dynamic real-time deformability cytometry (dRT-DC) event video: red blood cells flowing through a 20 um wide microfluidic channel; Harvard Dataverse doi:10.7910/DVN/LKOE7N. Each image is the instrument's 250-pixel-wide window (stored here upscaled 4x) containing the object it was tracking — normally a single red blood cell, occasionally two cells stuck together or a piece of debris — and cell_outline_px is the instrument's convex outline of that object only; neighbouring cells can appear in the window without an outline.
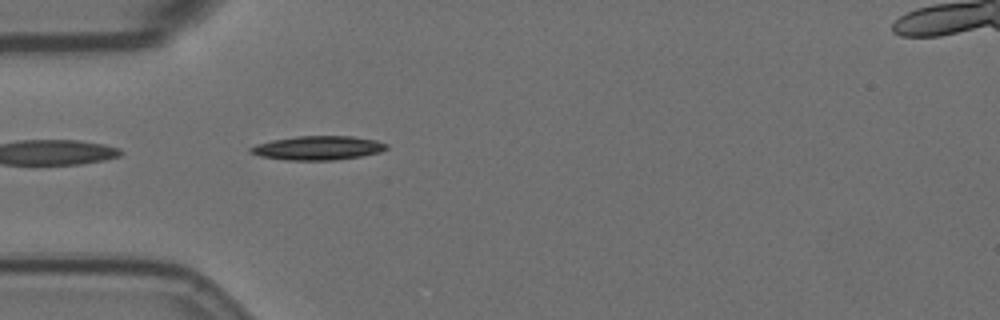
{"species": "Egyptian fruit bat (a non-hibernating species)", "species_latin": "Rousettus aegyptiacus", "temperature_condition": "room temperature", "stored_images_in_passage": 42, "camera_frame_rate_fps": 3000, "um_per_image_px": 0.085, "animal": {"sex": "female"}, "frame": {"image": 1, "passage_image": 2, "time_ms": 0.333, "image_size_px": [1000, 320], "cell_outline_px": [[388, 148], [380, 152], [360, 156], [332, 160], [284, 160], [260, 156], [248, 152], [248, 148], [256, 144], [272, 140], [296, 136], [352, 136], [376, 140], [388, 144]], "centroid_in_image_um": [26.99, 12.57], "position_along_channel_um": 58.0, "area_um2": 19.07}}
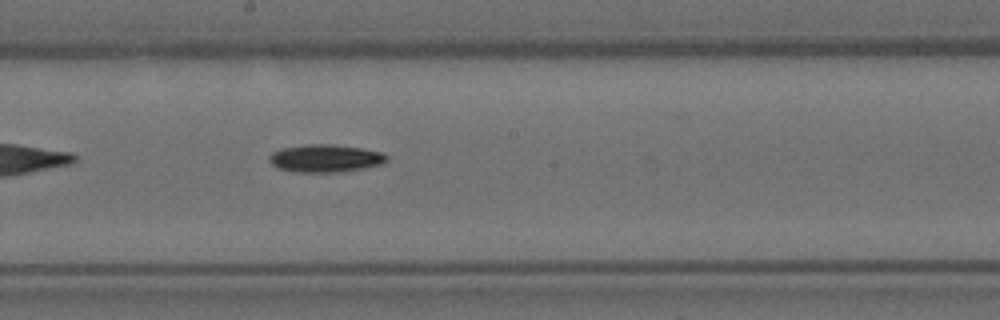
{"frame": {"image": 2, "passage_image": 16, "time_ms": 5.0, "image_size_px": [1000, 320], "cell_outline_px": [[388, 160], [380, 164], [364, 168], [336, 172], [296, 172], [280, 168], [272, 164], [268, 160], [268, 156], [272, 152], [280, 148], [304, 144], [332, 144], [360, 148], [384, 152], [388, 156]], "centroid_in_image_um": [27.64, 13.44], "position_along_channel_um": 220.6, "area_um2": 19.02}}
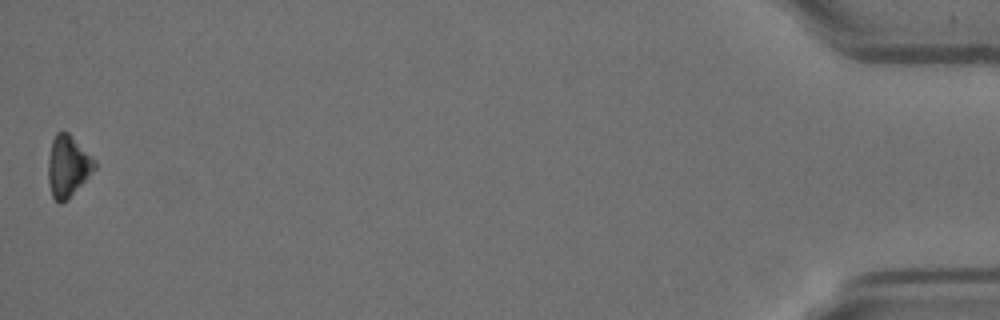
{"frame": {"image": 3, "passage_image": 42, "time_ms": 13.667, "image_size_px": [1000, 320], "cell_outline_px": [[96, 168], [68, 200], [60, 204], [52, 196], [48, 180], [48, 160], [52, 140], [56, 132], [68, 132], [96, 160]], "centroid_in_image_um": [5.77, 14.14], "position_along_channel_um": 429.4, "area_um2": 16.65}, "authors_computed_cell_mechanics": {"area_um2": 17.5712, "velocity_mm_per_s": 3.5349, "shape_relaxation_time_tau1_ms": 4.1157, "shape_relaxation_time_tau2_ms": null, "deformation_change_tau1": 0.1512, "deformation_change_tau2": null}}